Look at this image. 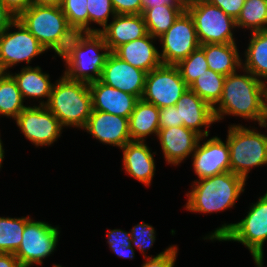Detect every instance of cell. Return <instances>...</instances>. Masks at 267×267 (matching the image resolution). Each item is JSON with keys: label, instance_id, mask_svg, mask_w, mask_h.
I'll use <instances>...</instances> for the list:
<instances>
[{"label": "cell", "instance_id": "9c48e42d", "mask_svg": "<svg viewBox=\"0 0 267 267\" xmlns=\"http://www.w3.org/2000/svg\"><path fill=\"white\" fill-rule=\"evenodd\" d=\"M59 234V227L30 219L25 224L20 247L14 256L22 267L41 265L43 259L50 256L56 249Z\"/></svg>", "mask_w": 267, "mask_h": 267}, {"label": "cell", "instance_id": "cb8c5ba5", "mask_svg": "<svg viewBox=\"0 0 267 267\" xmlns=\"http://www.w3.org/2000/svg\"><path fill=\"white\" fill-rule=\"evenodd\" d=\"M200 47L204 50L209 69L216 73L227 76L242 67L236 43L203 44Z\"/></svg>", "mask_w": 267, "mask_h": 267}, {"label": "cell", "instance_id": "52a82bcc", "mask_svg": "<svg viewBox=\"0 0 267 267\" xmlns=\"http://www.w3.org/2000/svg\"><path fill=\"white\" fill-rule=\"evenodd\" d=\"M229 126L226 140L229 145L230 171L247 180L252 167L267 165V135L242 124Z\"/></svg>", "mask_w": 267, "mask_h": 267}, {"label": "cell", "instance_id": "8fae6325", "mask_svg": "<svg viewBox=\"0 0 267 267\" xmlns=\"http://www.w3.org/2000/svg\"><path fill=\"white\" fill-rule=\"evenodd\" d=\"M188 88L176 65L162 64L146 74L141 99L158 108L169 107L175 105Z\"/></svg>", "mask_w": 267, "mask_h": 267}, {"label": "cell", "instance_id": "f907efd6", "mask_svg": "<svg viewBox=\"0 0 267 267\" xmlns=\"http://www.w3.org/2000/svg\"><path fill=\"white\" fill-rule=\"evenodd\" d=\"M53 267H62V266H61V265H59V264H58V265H56V264H55V265H53Z\"/></svg>", "mask_w": 267, "mask_h": 267}, {"label": "cell", "instance_id": "30bf717a", "mask_svg": "<svg viewBox=\"0 0 267 267\" xmlns=\"http://www.w3.org/2000/svg\"><path fill=\"white\" fill-rule=\"evenodd\" d=\"M12 27L17 31H9ZM47 51L41 43L16 19L0 33V72L10 73L21 62L29 65L35 56Z\"/></svg>", "mask_w": 267, "mask_h": 267}, {"label": "cell", "instance_id": "ac0fdd59", "mask_svg": "<svg viewBox=\"0 0 267 267\" xmlns=\"http://www.w3.org/2000/svg\"><path fill=\"white\" fill-rule=\"evenodd\" d=\"M175 106L183 126L195 131L201 137L209 136L210 131L207 129L216 122L213 107L210 104L188 88ZM203 126L206 130L200 129Z\"/></svg>", "mask_w": 267, "mask_h": 267}, {"label": "cell", "instance_id": "f1b7e54d", "mask_svg": "<svg viewBox=\"0 0 267 267\" xmlns=\"http://www.w3.org/2000/svg\"><path fill=\"white\" fill-rule=\"evenodd\" d=\"M226 76L207 69L189 86L202 100L214 107L221 99L223 84Z\"/></svg>", "mask_w": 267, "mask_h": 267}, {"label": "cell", "instance_id": "f546056e", "mask_svg": "<svg viewBox=\"0 0 267 267\" xmlns=\"http://www.w3.org/2000/svg\"><path fill=\"white\" fill-rule=\"evenodd\" d=\"M31 218L0 217V253H12L20 247L25 224Z\"/></svg>", "mask_w": 267, "mask_h": 267}, {"label": "cell", "instance_id": "4fadbf2b", "mask_svg": "<svg viewBox=\"0 0 267 267\" xmlns=\"http://www.w3.org/2000/svg\"><path fill=\"white\" fill-rule=\"evenodd\" d=\"M15 121L25 138L37 147L52 145L64 128L46 106H27Z\"/></svg>", "mask_w": 267, "mask_h": 267}, {"label": "cell", "instance_id": "f6af8a7d", "mask_svg": "<svg viewBox=\"0 0 267 267\" xmlns=\"http://www.w3.org/2000/svg\"><path fill=\"white\" fill-rule=\"evenodd\" d=\"M63 0H32V5L60 7Z\"/></svg>", "mask_w": 267, "mask_h": 267}, {"label": "cell", "instance_id": "8d00e7d4", "mask_svg": "<svg viewBox=\"0 0 267 267\" xmlns=\"http://www.w3.org/2000/svg\"><path fill=\"white\" fill-rule=\"evenodd\" d=\"M177 253L178 247L176 245H170V247L155 257L144 255L145 263L141 267H174Z\"/></svg>", "mask_w": 267, "mask_h": 267}, {"label": "cell", "instance_id": "d6986e66", "mask_svg": "<svg viewBox=\"0 0 267 267\" xmlns=\"http://www.w3.org/2000/svg\"><path fill=\"white\" fill-rule=\"evenodd\" d=\"M89 89L92 96V110L128 119L139 100L136 96L113 88L100 80L89 83Z\"/></svg>", "mask_w": 267, "mask_h": 267}, {"label": "cell", "instance_id": "2e32d148", "mask_svg": "<svg viewBox=\"0 0 267 267\" xmlns=\"http://www.w3.org/2000/svg\"><path fill=\"white\" fill-rule=\"evenodd\" d=\"M84 129L103 144L122 148L131 141L129 119L123 116L92 110Z\"/></svg>", "mask_w": 267, "mask_h": 267}, {"label": "cell", "instance_id": "ee69618b", "mask_svg": "<svg viewBox=\"0 0 267 267\" xmlns=\"http://www.w3.org/2000/svg\"><path fill=\"white\" fill-rule=\"evenodd\" d=\"M143 8H151L156 6H161L164 4H178L172 0H142Z\"/></svg>", "mask_w": 267, "mask_h": 267}, {"label": "cell", "instance_id": "7c38bea8", "mask_svg": "<svg viewBox=\"0 0 267 267\" xmlns=\"http://www.w3.org/2000/svg\"><path fill=\"white\" fill-rule=\"evenodd\" d=\"M158 40L162 44L160 58L165 65H177L200 47L193 19L186 10Z\"/></svg>", "mask_w": 267, "mask_h": 267}, {"label": "cell", "instance_id": "d4e9b609", "mask_svg": "<svg viewBox=\"0 0 267 267\" xmlns=\"http://www.w3.org/2000/svg\"><path fill=\"white\" fill-rule=\"evenodd\" d=\"M159 131V108L154 104L139 99L129 117L131 141H146L152 134Z\"/></svg>", "mask_w": 267, "mask_h": 267}, {"label": "cell", "instance_id": "6da1fadb", "mask_svg": "<svg viewBox=\"0 0 267 267\" xmlns=\"http://www.w3.org/2000/svg\"><path fill=\"white\" fill-rule=\"evenodd\" d=\"M225 77L221 99L213 107L216 122L233 115L263 125L267 118V84L248 70Z\"/></svg>", "mask_w": 267, "mask_h": 267}, {"label": "cell", "instance_id": "74e56055", "mask_svg": "<svg viewBox=\"0 0 267 267\" xmlns=\"http://www.w3.org/2000/svg\"><path fill=\"white\" fill-rule=\"evenodd\" d=\"M183 126V121H179L178 110L175 105L159 108V129Z\"/></svg>", "mask_w": 267, "mask_h": 267}, {"label": "cell", "instance_id": "9a60e30c", "mask_svg": "<svg viewBox=\"0 0 267 267\" xmlns=\"http://www.w3.org/2000/svg\"><path fill=\"white\" fill-rule=\"evenodd\" d=\"M146 72L123 61L113 52L106 58L100 81L141 99L144 91Z\"/></svg>", "mask_w": 267, "mask_h": 267}, {"label": "cell", "instance_id": "7a4b0ae2", "mask_svg": "<svg viewBox=\"0 0 267 267\" xmlns=\"http://www.w3.org/2000/svg\"><path fill=\"white\" fill-rule=\"evenodd\" d=\"M109 53L99 32H76L60 56L66 64L63 74L72 80L86 83L97 81Z\"/></svg>", "mask_w": 267, "mask_h": 267}, {"label": "cell", "instance_id": "5bb4252c", "mask_svg": "<svg viewBox=\"0 0 267 267\" xmlns=\"http://www.w3.org/2000/svg\"><path fill=\"white\" fill-rule=\"evenodd\" d=\"M206 137H201L193 154V169L199 179L209 178L230 171L229 145L218 136L200 144Z\"/></svg>", "mask_w": 267, "mask_h": 267}, {"label": "cell", "instance_id": "83f0119b", "mask_svg": "<svg viewBox=\"0 0 267 267\" xmlns=\"http://www.w3.org/2000/svg\"><path fill=\"white\" fill-rule=\"evenodd\" d=\"M18 85L10 73L0 72V115L16 119L27 107Z\"/></svg>", "mask_w": 267, "mask_h": 267}, {"label": "cell", "instance_id": "b9f144b4", "mask_svg": "<svg viewBox=\"0 0 267 267\" xmlns=\"http://www.w3.org/2000/svg\"><path fill=\"white\" fill-rule=\"evenodd\" d=\"M17 18L0 0V33L11 25Z\"/></svg>", "mask_w": 267, "mask_h": 267}, {"label": "cell", "instance_id": "ba28073f", "mask_svg": "<svg viewBox=\"0 0 267 267\" xmlns=\"http://www.w3.org/2000/svg\"><path fill=\"white\" fill-rule=\"evenodd\" d=\"M192 17L200 45L236 43V20L206 0H196L185 9Z\"/></svg>", "mask_w": 267, "mask_h": 267}, {"label": "cell", "instance_id": "d590c367", "mask_svg": "<svg viewBox=\"0 0 267 267\" xmlns=\"http://www.w3.org/2000/svg\"><path fill=\"white\" fill-rule=\"evenodd\" d=\"M129 232L132 237V247H136L142 254H146V251L152 247L156 240V231L154 228L143 221L142 223L135 225Z\"/></svg>", "mask_w": 267, "mask_h": 267}, {"label": "cell", "instance_id": "ffe728a7", "mask_svg": "<svg viewBox=\"0 0 267 267\" xmlns=\"http://www.w3.org/2000/svg\"><path fill=\"white\" fill-rule=\"evenodd\" d=\"M112 19L103 29L99 28L110 52L148 33L142 14H116Z\"/></svg>", "mask_w": 267, "mask_h": 267}, {"label": "cell", "instance_id": "44dd1931", "mask_svg": "<svg viewBox=\"0 0 267 267\" xmlns=\"http://www.w3.org/2000/svg\"><path fill=\"white\" fill-rule=\"evenodd\" d=\"M145 143V141H130L122 147V163L128 175L145 186H150L156 171L153 156L156 152L152 154V150Z\"/></svg>", "mask_w": 267, "mask_h": 267}, {"label": "cell", "instance_id": "d6a6232c", "mask_svg": "<svg viewBox=\"0 0 267 267\" xmlns=\"http://www.w3.org/2000/svg\"><path fill=\"white\" fill-rule=\"evenodd\" d=\"M87 0H63L61 9L75 32H88Z\"/></svg>", "mask_w": 267, "mask_h": 267}, {"label": "cell", "instance_id": "bcb514c9", "mask_svg": "<svg viewBox=\"0 0 267 267\" xmlns=\"http://www.w3.org/2000/svg\"><path fill=\"white\" fill-rule=\"evenodd\" d=\"M173 2H176L180 4L184 9L191 6L193 3L196 2V0H172Z\"/></svg>", "mask_w": 267, "mask_h": 267}, {"label": "cell", "instance_id": "484cf974", "mask_svg": "<svg viewBox=\"0 0 267 267\" xmlns=\"http://www.w3.org/2000/svg\"><path fill=\"white\" fill-rule=\"evenodd\" d=\"M250 33L251 38L244 52L245 61L242 60V68L267 84V30Z\"/></svg>", "mask_w": 267, "mask_h": 267}, {"label": "cell", "instance_id": "7402d4cb", "mask_svg": "<svg viewBox=\"0 0 267 267\" xmlns=\"http://www.w3.org/2000/svg\"><path fill=\"white\" fill-rule=\"evenodd\" d=\"M153 40L157 38L147 33L144 37L120 45L113 53L132 66L149 73L162 65L160 51L153 44Z\"/></svg>", "mask_w": 267, "mask_h": 267}, {"label": "cell", "instance_id": "e575fe53", "mask_svg": "<svg viewBox=\"0 0 267 267\" xmlns=\"http://www.w3.org/2000/svg\"><path fill=\"white\" fill-rule=\"evenodd\" d=\"M107 243L109 248L118 256L122 258L133 259L135 257L134 247L131 245L130 232L122 229L109 230L107 233Z\"/></svg>", "mask_w": 267, "mask_h": 267}, {"label": "cell", "instance_id": "c3c4849f", "mask_svg": "<svg viewBox=\"0 0 267 267\" xmlns=\"http://www.w3.org/2000/svg\"><path fill=\"white\" fill-rule=\"evenodd\" d=\"M253 260L255 261V264L257 267H264L263 258L256 257V258H253Z\"/></svg>", "mask_w": 267, "mask_h": 267}, {"label": "cell", "instance_id": "7bdbcfd3", "mask_svg": "<svg viewBox=\"0 0 267 267\" xmlns=\"http://www.w3.org/2000/svg\"><path fill=\"white\" fill-rule=\"evenodd\" d=\"M0 267H22L12 253H0Z\"/></svg>", "mask_w": 267, "mask_h": 267}, {"label": "cell", "instance_id": "ab89813d", "mask_svg": "<svg viewBox=\"0 0 267 267\" xmlns=\"http://www.w3.org/2000/svg\"><path fill=\"white\" fill-rule=\"evenodd\" d=\"M210 4L219 7L225 14L235 20L241 13L245 0H206Z\"/></svg>", "mask_w": 267, "mask_h": 267}, {"label": "cell", "instance_id": "5b68a950", "mask_svg": "<svg viewBox=\"0 0 267 267\" xmlns=\"http://www.w3.org/2000/svg\"><path fill=\"white\" fill-rule=\"evenodd\" d=\"M46 107L63 127L83 129L92 112L89 83L72 80L63 74L53 85Z\"/></svg>", "mask_w": 267, "mask_h": 267}, {"label": "cell", "instance_id": "681fc988", "mask_svg": "<svg viewBox=\"0 0 267 267\" xmlns=\"http://www.w3.org/2000/svg\"><path fill=\"white\" fill-rule=\"evenodd\" d=\"M260 127H265V128H267V118L265 119L263 125H260Z\"/></svg>", "mask_w": 267, "mask_h": 267}, {"label": "cell", "instance_id": "60d3db41", "mask_svg": "<svg viewBox=\"0 0 267 267\" xmlns=\"http://www.w3.org/2000/svg\"><path fill=\"white\" fill-rule=\"evenodd\" d=\"M1 1L16 18L32 5V0H1Z\"/></svg>", "mask_w": 267, "mask_h": 267}, {"label": "cell", "instance_id": "277c9868", "mask_svg": "<svg viewBox=\"0 0 267 267\" xmlns=\"http://www.w3.org/2000/svg\"><path fill=\"white\" fill-rule=\"evenodd\" d=\"M17 19L47 51L52 49L59 57L76 33L61 7L31 5Z\"/></svg>", "mask_w": 267, "mask_h": 267}, {"label": "cell", "instance_id": "1f68e13d", "mask_svg": "<svg viewBox=\"0 0 267 267\" xmlns=\"http://www.w3.org/2000/svg\"><path fill=\"white\" fill-rule=\"evenodd\" d=\"M176 66L188 87L196 80V78L206 73L207 69H209L204 50L201 47L191 52Z\"/></svg>", "mask_w": 267, "mask_h": 267}, {"label": "cell", "instance_id": "7dc6e473", "mask_svg": "<svg viewBox=\"0 0 267 267\" xmlns=\"http://www.w3.org/2000/svg\"><path fill=\"white\" fill-rule=\"evenodd\" d=\"M4 149H3V144H2V140H1V137H0V168L2 167V161H3V158H4Z\"/></svg>", "mask_w": 267, "mask_h": 267}, {"label": "cell", "instance_id": "f35d334b", "mask_svg": "<svg viewBox=\"0 0 267 267\" xmlns=\"http://www.w3.org/2000/svg\"><path fill=\"white\" fill-rule=\"evenodd\" d=\"M116 14H142V0H111Z\"/></svg>", "mask_w": 267, "mask_h": 267}, {"label": "cell", "instance_id": "e0dca14e", "mask_svg": "<svg viewBox=\"0 0 267 267\" xmlns=\"http://www.w3.org/2000/svg\"><path fill=\"white\" fill-rule=\"evenodd\" d=\"M157 138L167 164L179 165L192 156L201 136L185 126L159 129Z\"/></svg>", "mask_w": 267, "mask_h": 267}, {"label": "cell", "instance_id": "603a6c76", "mask_svg": "<svg viewBox=\"0 0 267 267\" xmlns=\"http://www.w3.org/2000/svg\"><path fill=\"white\" fill-rule=\"evenodd\" d=\"M10 74L15 79L23 99L38 100L46 97L47 101H39V106L47 105L54 84L51 83L49 74L42 72L41 67L27 65L21 68L19 73Z\"/></svg>", "mask_w": 267, "mask_h": 267}, {"label": "cell", "instance_id": "3957f363", "mask_svg": "<svg viewBox=\"0 0 267 267\" xmlns=\"http://www.w3.org/2000/svg\"><path fill=\"white\" fill-rule=\"evenodd\" d=\"M246 180L231 171L209 178L194 180L186 196L185 208L190 212L213 213L228 210L244 192Z\"/></svg>", "mask_w": 267, "mask_h": 267}, {"label": "cell", "instance_id": "4316f807", "mask_svg": "<svg viewBox=\"0 0 267 267\" xmlns=\"http://www.w3.org/2000/svg\"><path fill=\"white\" fill-rule=\"evenodd\" d=\"M184 10L180 4L143 8L142 16L147 32L158 39L173 25Z\"/></svg>", "mask_w": 267, "mask_h": 267}, {"label": "cell", "instance_id": "8992f818", "mask_svg": "<svg viewBox=\"0 0 267 267\" xmlns=\"http://www.w3.org/2000/svg\"><path fill=\"white\" fill-rule=\"evenodd\" d=\"M205 239L239 242L248 248L253 258H264L263 246L267 241V192L250 205L244 219L237 223L222 224L210 235H206Z\"/></svg>", "mask_w": 267, "mask_h": 267}, {"label": "cell", "instance_id": "4dcf8cb0", "mask_svg": "<svg viewBox=\"0 0 267 267\" xmlns=\"http://www.w3.org/2000/svg\"><path fill=\"white\" fill-rule=\"evenodd\" d=\"M236 26L251 32L267 30V0H245Z\"/></svg>", "mask_w": 267, "mask_h": 267}, {"label": "cell", "instance_id": "836d02e7", "mask_svg": "<svg viewBox=\"0 0 267 267\" xmlns=\"http://www.w3.org/2000/svg\"><path fill=\"white\" fill-rule=\"evenodd\" d=\"M87 2L88 32H100L98 28L89 27L90 23L94 22L103 29L108 24L110 15L112 18L116 15L112 2L111 0H87Z\"/></svg>", "mask_w": 267, "mask_h": 267}]
</instances>
